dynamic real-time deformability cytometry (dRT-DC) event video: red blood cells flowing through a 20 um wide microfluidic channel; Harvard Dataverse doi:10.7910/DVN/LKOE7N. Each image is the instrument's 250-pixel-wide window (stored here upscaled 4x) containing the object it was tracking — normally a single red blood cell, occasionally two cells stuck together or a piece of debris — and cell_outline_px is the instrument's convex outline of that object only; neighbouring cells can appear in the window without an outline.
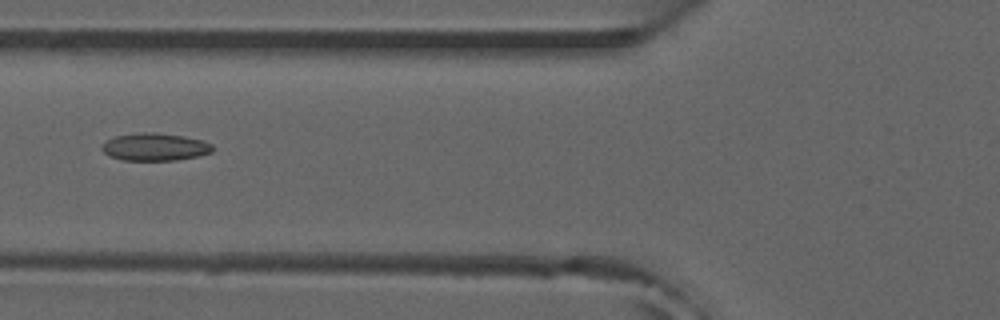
{"species": "common noctule bat (a hibernating species)", "species_latin": "Nyctalus noctula", "temperature_condition": "room temperature", "stored_images_in_passage": 45, "camera_frame_rate_fps": 3000, "um_per_image_px": 0.085, "animal": {"sex": "male", "forearm_length_mm": 52.5}, "frame": {"image": 1, "passage_image": 14, "time_ms": 4.333, "image_size_px": [1000, 320], "cell_outline_px": [[212, 152], [196, 156], [176, 160], [124, 160], [108, 156], [100, 148], [100, 144], [116, 136], [140, 132], [156, 132], [184, 136], [204, 140], [212, 144]], "centroid_in_image_um": [13.14, 12.48], "position_along_channel_um": 112.7, "area_um2": 17.86}, "authors_computed_cell_mechanics": {"area_um2": 17.051, "velocity_mm_per_s": 3.9562, "shape_relaxation_time_tau1_ms": null, "shape_relaxation_time_tau2_ms": 2.6842, "deformation_change_tau1": null, "deformation_change_tau2": 0.0915}}